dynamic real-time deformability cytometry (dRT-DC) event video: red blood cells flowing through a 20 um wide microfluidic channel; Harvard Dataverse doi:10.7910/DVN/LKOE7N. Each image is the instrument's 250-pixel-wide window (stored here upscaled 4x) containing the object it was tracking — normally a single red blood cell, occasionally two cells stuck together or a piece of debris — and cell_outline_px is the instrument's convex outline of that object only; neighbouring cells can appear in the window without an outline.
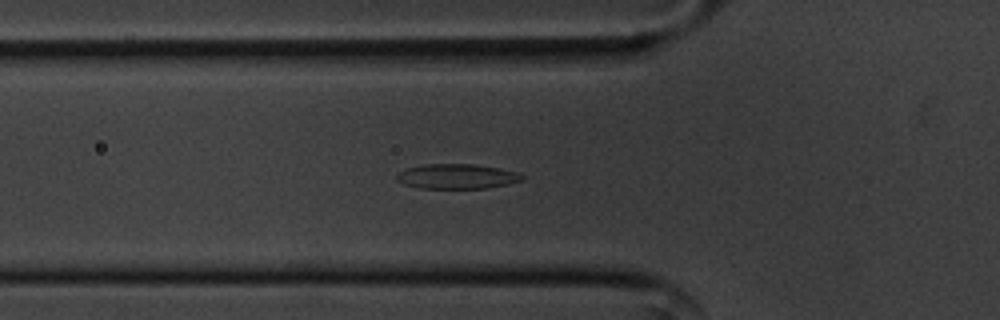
{"species": "common noctule bat (a hibernating species)", "species_latin": "Nyctalus noctula", "temperature_condition": "cold", "stored_images_in_passage": 50, "camera_frame_rate_fps": 3000, "um_per_image_px": 0.085, "animal": {"sex": "male", "body_mass_g": 20.1, "forearm_length_mm": 53.5}, "frame": {"image": 1, "passage_image": 13, "time_ms": 4.0, "image_size_px": [1000, 320], "cell_outline_px": [[524, 180], [508, 184], [488, 188], [420, 188], [404, 184], [396, 180], [396, 176], [400, 172], [408, 168], [424, 164], [476, 164], [500, 168], [516, 172], [524, 176]], "centroid_in_image_um": [38.86, 14.99], "position_along_channel_um": 86.9, "area_um2": 18.15}}
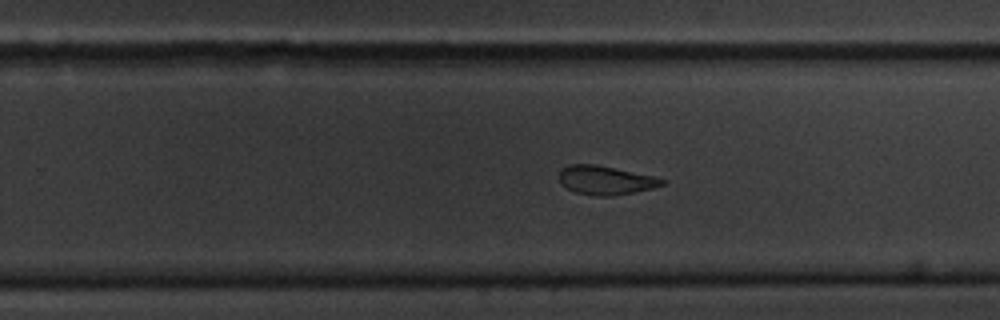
{"frame": {"image": 2, "passage_image": 29, "time_ms": 9.333, "image_size_px": [1000, 320], "cell_outline_px": [[668, 180], [664, 184], [652, 188], [632, 192], [608, 196], [596, 196], [576, 192], [560, 184], [560, 168], [572, 164], [596, 164], [652, 176]], "centroid_in_image_um": [51.45, 15.31], "position_along_channel_um": 278.4, "area_um2": 17.05}}
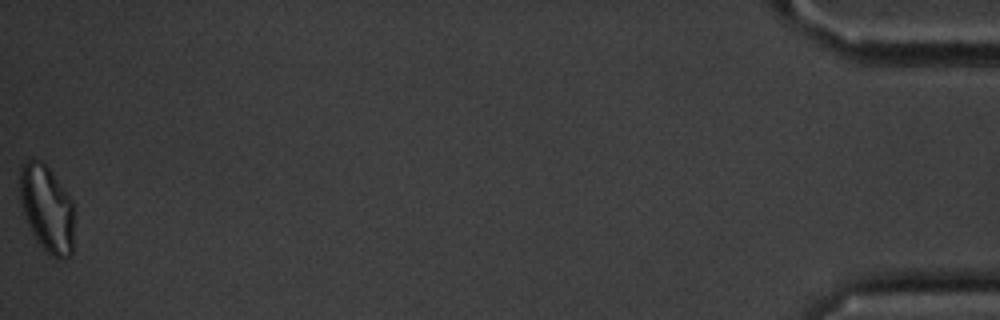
{"frame": {"image": 3, "passage_image": 50, "time_ms": 16.333, "image_size_px": [1000, 320], "cell_outline_px": [[72, 252], [68, 256], [52, 256], [36, 240], [24, 216], [20, 200], [20, 164], [24, 160], [44, 160], [72, 200]], "centroid_in_image_um": [3.95, 17.64], "position_along_channel_um": 431.3, "area_um2": 27.17}, "authors_computed_cell_mechanics": {"area_um2": 18.6405, "velocity_mm_per_s": 3.579, "shape_relaxation_time_tau1_ms": 5.1596, "shape_relaxation_time_tau2_ms": 3.5727, "deformation_change_tau1": 0.1518, "deformation_change_tau2": 0.0943}}